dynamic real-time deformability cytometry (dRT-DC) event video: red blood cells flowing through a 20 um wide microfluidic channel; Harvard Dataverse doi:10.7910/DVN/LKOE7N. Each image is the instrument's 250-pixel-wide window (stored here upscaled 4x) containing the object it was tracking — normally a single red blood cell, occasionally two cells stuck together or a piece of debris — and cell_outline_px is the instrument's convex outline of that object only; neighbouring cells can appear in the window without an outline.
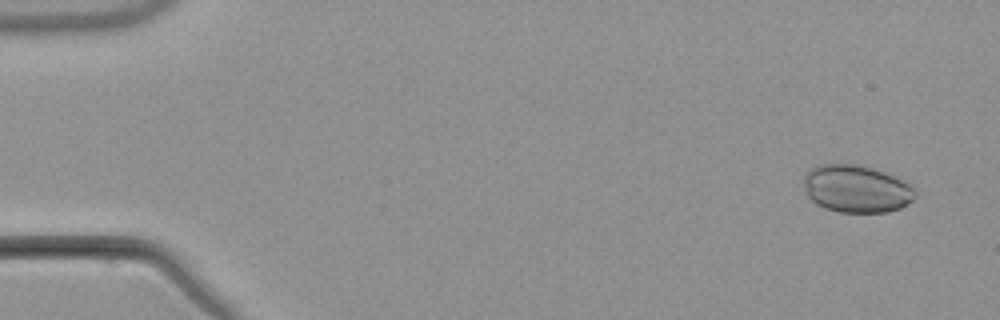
{"species": "common noctule bat (a hibernating species)", "species_latin": "Nyctalus noctula", "temperature_condition": "warm", "stored_images_in_passage": 4, "camera_frame_rate_fps": 3000, "um_per_image_px": 0.085, "animal": {"sex": "male", "body_mass_g": 21.5, "forearm_length_mm": 52.0}, "frame": {"image": 1, "passage_image": 1, "time_ms": 0.0, "image_size_px": [1000, 320], "cell_outline_px": [[916, 196], [912, 200], [900, 208], [888, 212], [840, 212], [824, 208], [816, 204], [808, 196], [804, 188], [804, 176], [812, 168], [820, 164], [860, 164], [884, 172], [904, 180], [916, 192]], "centroid_in_image_um": [72.79, 16.05], "position_along_channel_um": 12.2, "area_um2": 30.81}}